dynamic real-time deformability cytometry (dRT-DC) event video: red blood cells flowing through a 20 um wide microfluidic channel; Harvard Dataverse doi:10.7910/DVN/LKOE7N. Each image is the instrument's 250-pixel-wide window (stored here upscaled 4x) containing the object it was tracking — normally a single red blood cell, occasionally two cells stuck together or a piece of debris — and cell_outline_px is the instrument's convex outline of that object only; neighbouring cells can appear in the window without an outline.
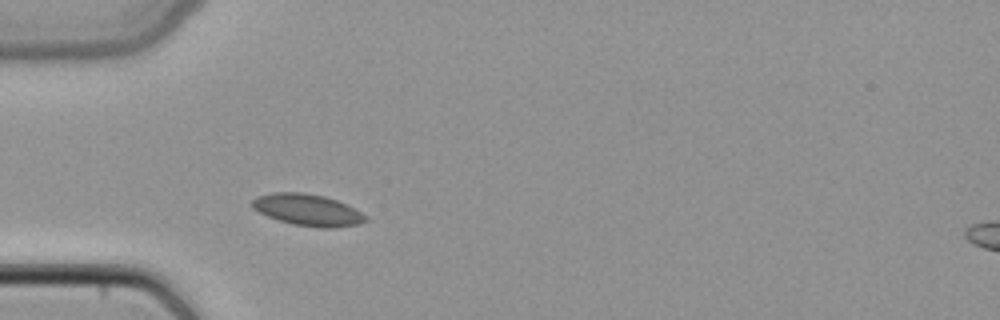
{"species": "common noctule bat (a hibernating species)", "species_latin": "Nyctalus noctula", "temperature_condition": "cold", "stored_images_in_passage": 35, "camera_frame_rate_fps": 3000, "um_per_image_px": 0.085, "animal": {"sex": "female", "body_mass_g": 22.7, "forearm_length_mm": 54.2}, "frame": {"image": 1, "passage_image": 1, "time_ms": 0.0, "image_size_px": [1000, 320], "cell_outline_px": [[368, 220], [356, 224], [332, 228], [320, 228], [292, 224], [268, 216], [252, 208], [252, 200], [256, 196], [272, 192], [304, 192], [324, 196], [348, 204], [368, 216]], "centroid_in_image_um": [26.16, 17.83], "position_along_channel_um": 58.8, "area_um2": 20.98}}
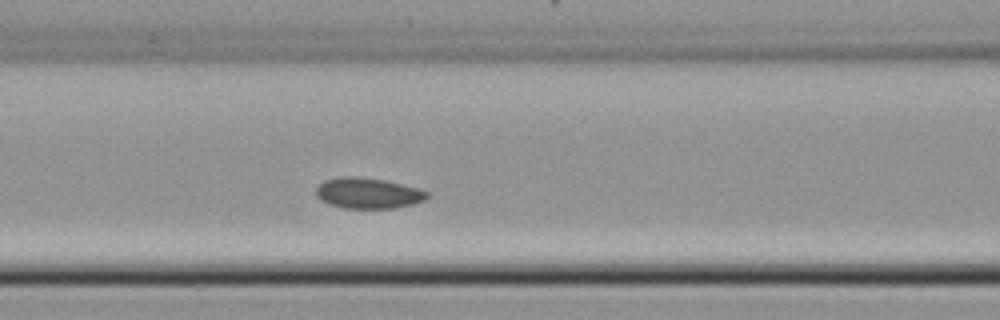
{"frame": {"image": 2, "passage_image": 7, "time_ms": 2.0, "image_size_px": [1000, 320], "cell_outline_px": [[432, 196], [424, 200], [412, 204], [392, 208], [344, 208], [328, 204], [320, 200], [316, 196], [316, 188], [324, 180], [340, 176], [356, 176], [384, 180], [416, 188], [428, 192]], "centroid_in_image_um": [31.25, 16.42], "position_along_channel_um": 135.3, "area_um2": 19.88}}
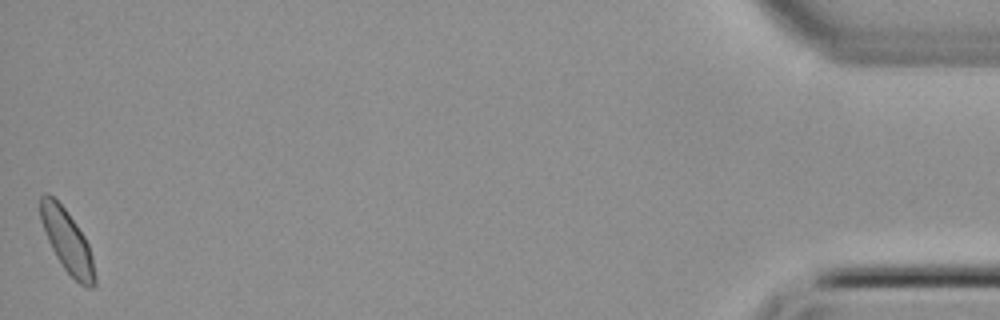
{"frame": {"image": 3, "passage_image": 35, "time_ms": 11.333, "image_size_px": [1000, 320], "cell_outline_px": [[96, 284], [92, 288], [88, 288], [80, 284], [64, 268], [56, 256], [48, 240], [40, 220], [40, 196], [44, 192], [48, 192], [64, 208], [76, 224], [84, 236], [88, 244], [92, 256], [96, 276]], "centroid_in_image_um": [5.72, 20.5], "position_along_channel_um": 429.5, "area_um2": 19.65}}